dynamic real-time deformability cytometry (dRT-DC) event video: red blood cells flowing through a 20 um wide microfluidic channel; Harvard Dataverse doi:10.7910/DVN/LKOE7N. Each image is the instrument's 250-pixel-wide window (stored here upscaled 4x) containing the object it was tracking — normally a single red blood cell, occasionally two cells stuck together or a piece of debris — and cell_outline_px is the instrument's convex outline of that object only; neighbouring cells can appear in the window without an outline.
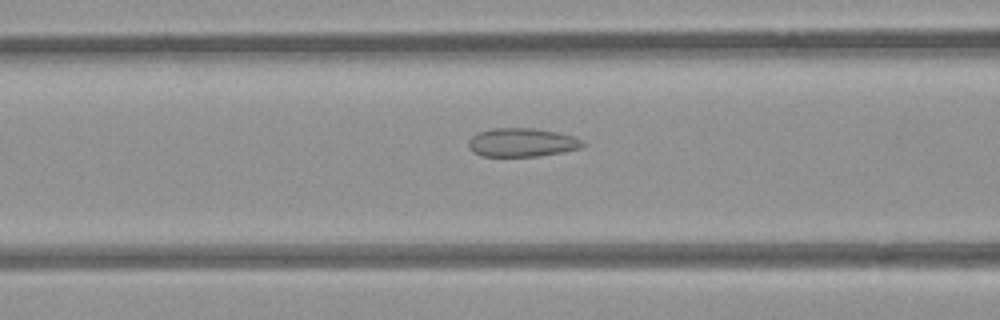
{"species": "common noctule bat (a hibernating species)", "species_latin": "Nyctalus noctula", "temperature_condition": "room temperature", "stored_images_in_passage": 54, "camera_frame_rate_fps": 3000, "um_per_image_px": 0.085, "animal": {"sex": "female", "body_mass_g": 21.9}, "frame": {"image": 1, "passage_image": 22, "time_ms": 7.0, "image_size_px": [1000, 320], "cell_outline_px": [[588, 144], [580, 148], [564, 152], [540, 156], [480, 156], [472, 152], [468, 148], [468, 140], [472, 136], [480, 132], [492, 128], [536, 128], [556, 132], [572, 136], [584, 140]], "centroid_in_image_um": [44.38, 12.11], "position_along_channel_um": 122.2, "area_um2": 19.31}}
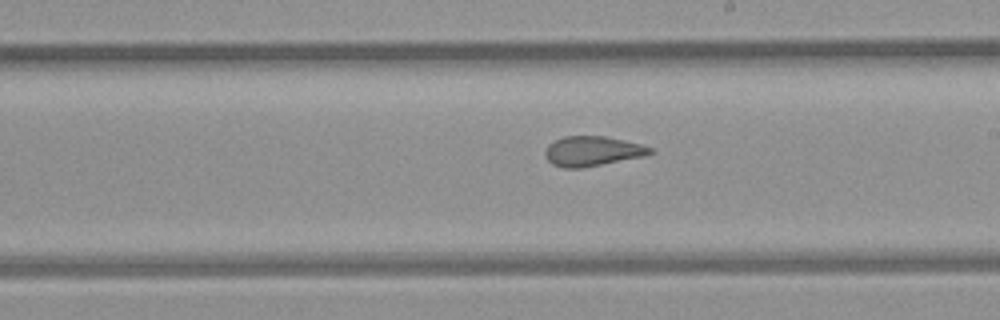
{"frame": {"image": 2, "passage_image": 31, "time_ms": 10.0, "image_size_px": [1000, 320], "cell_outline_px": [[656, 152], [644, 156], [580, 168], [564, 168], [552, 164], [544, 156], [544, 152], [548, 144], [564, 136], [604, 136], [624, 140], [640, 144], [652, 148]], "centroid_in_image_um": [50.34, 12.84], "position_along_channel_um": 238.7, "area_um2": 18.21}}
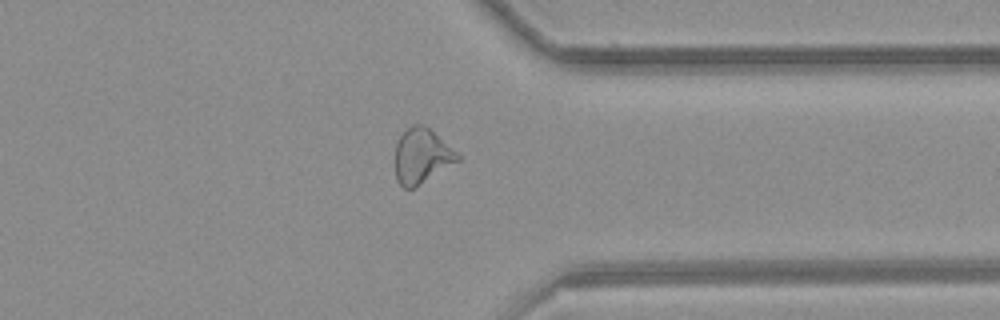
{"frame": {"image": 3, "passage_image": 42, "time_ms": 13.667, "image_size_px": [1000, 320], "cell_outline_px": [[460, 160], [416, 188], [404, 188], [396, 180], [396, 144], [400, 136], [412, 124], [420, 124], [428, 128], [456, 152], [460, 156]], "centroid_in_image_um": [35.84, 13.3], "position_along_channel_um": 375.6, "area_um2": 19.71}, "authors_computed_cell_mechanics": {"area_um2": 21.2993, "velocity_mm_per_s": 3.8782, "shape_relaxation_time_tau1_ms": null, "shape_relaxation_time_tau2_ms": 1.8314, "deformation_change_tau1": null, "deformation_change_tau2": 0.0769}}